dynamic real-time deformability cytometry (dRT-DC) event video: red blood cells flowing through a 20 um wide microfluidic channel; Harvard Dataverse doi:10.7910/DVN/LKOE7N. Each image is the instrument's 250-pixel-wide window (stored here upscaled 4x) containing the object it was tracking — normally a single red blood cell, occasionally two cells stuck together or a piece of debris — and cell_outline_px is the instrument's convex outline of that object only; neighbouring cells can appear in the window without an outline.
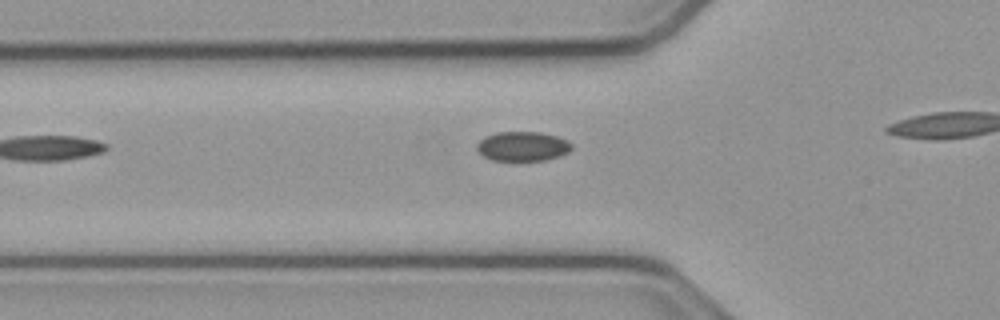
{"species": "common noctule bat (a hibernating species)", "species_latin": "Nyctalus noctula", "temperature_condition": "cold", "stored_images_in_passage": 21, "camera_frame_rate_fps": 3000, "um_per_image_px": 0.085, "animal": {"sex": "male", "body_mass_g": 23.1, "forearm_length_mm": 52.7}, "frame": {"image": 1, "passage_image": 4, "time_ms": 1.0, "image_size_px": [1000, 320], "cell_outline_px": [[572, 148], [568, 152], [544, 160], [492, 160], [484, 156], [476, 148], [476, 144], [484, 136], [496, 132], [540, 132], [556, 136], [568, 140], [572, 144]], "centroid_in_image_um": [44.4, 12.42], "position_along_channel_um": 81.4, "area_um2": 16.18}}